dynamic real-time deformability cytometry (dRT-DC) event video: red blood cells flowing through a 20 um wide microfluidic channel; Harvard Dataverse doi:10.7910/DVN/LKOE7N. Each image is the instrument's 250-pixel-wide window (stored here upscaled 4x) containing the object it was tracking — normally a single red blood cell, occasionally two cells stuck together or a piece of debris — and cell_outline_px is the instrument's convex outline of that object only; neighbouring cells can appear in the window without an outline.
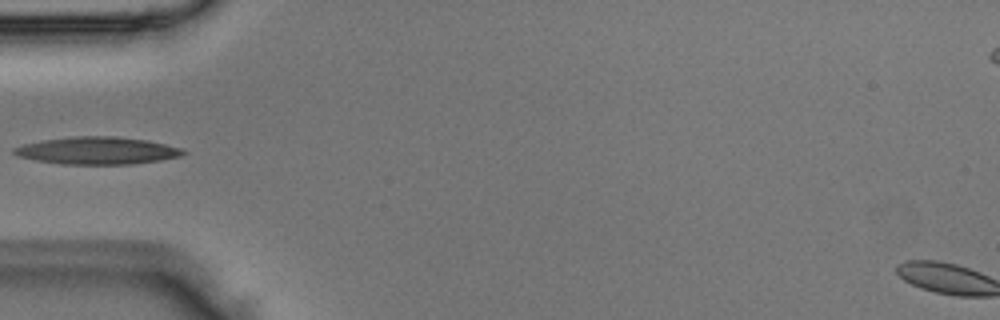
{"species": "Egyptian fruit bat (a non-hibernating species)", "species_latin": "Rousettus aegyptiacus", "temperature_condition": "room temperature", "stored_images_in_passage": 4, "camera_frame_rate_fps": 3000, "um_per_image_px": 0.085, "animal": {"sex": "male"}, "frame": {"image": 1, "passage_image": 4, "time_ms": 1.0, "image_size_px": [1000, 320], "cell_outline_px": [[188, 152], [180, 156], [160, 160], [132, 164], [60, 164], [36, 160], [16, 156], [12, 152], [12, 148], [24, 144], [44, 140], [72, 136], [116, 136], [148, 140], [184, 148]], "centroid_in_image_um": [8.29, 12.8], "position_along_channel_um": 76.7, "area_um2": 27.17}}